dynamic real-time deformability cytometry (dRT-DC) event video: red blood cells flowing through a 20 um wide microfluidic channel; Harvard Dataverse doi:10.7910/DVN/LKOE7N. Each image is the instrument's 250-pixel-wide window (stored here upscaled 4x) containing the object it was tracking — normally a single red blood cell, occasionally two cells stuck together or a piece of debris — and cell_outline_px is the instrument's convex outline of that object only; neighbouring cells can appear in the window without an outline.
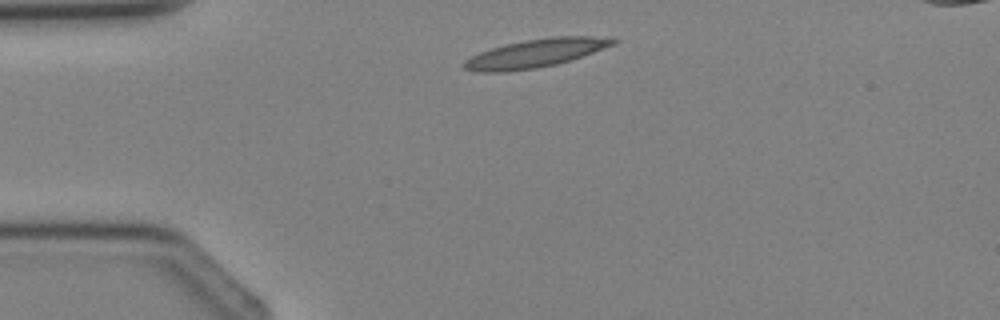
{"species": "Egyptian fruit bat (a non-hibernating species)", "species_latin": "Rousettus aegyptiacus", "temperature_condition": "cold", "stored_images_in_passage": 2, "camera_frame_rate_fps": 3000, "um_per_image_px": 0.085, "animal": {"sex": "female"}, "frame": {"image": 1, "passage_image": 1, "time_ms": 0.0, "image_size_px": [1000, 320], "cell_outline_px": [[620, 40], [616, 44], [556, 64], [536, 68], [504, 72], [476, 72], [464, 68], [460, 64], [464, 60], [480, 52], [504, 44], [524, 40], [552, 36], [616, 36]], "centroid_in_image_um": [45.55, 4.51], "position_along_channel_um": 39.4, "area_um2": 24.8}}